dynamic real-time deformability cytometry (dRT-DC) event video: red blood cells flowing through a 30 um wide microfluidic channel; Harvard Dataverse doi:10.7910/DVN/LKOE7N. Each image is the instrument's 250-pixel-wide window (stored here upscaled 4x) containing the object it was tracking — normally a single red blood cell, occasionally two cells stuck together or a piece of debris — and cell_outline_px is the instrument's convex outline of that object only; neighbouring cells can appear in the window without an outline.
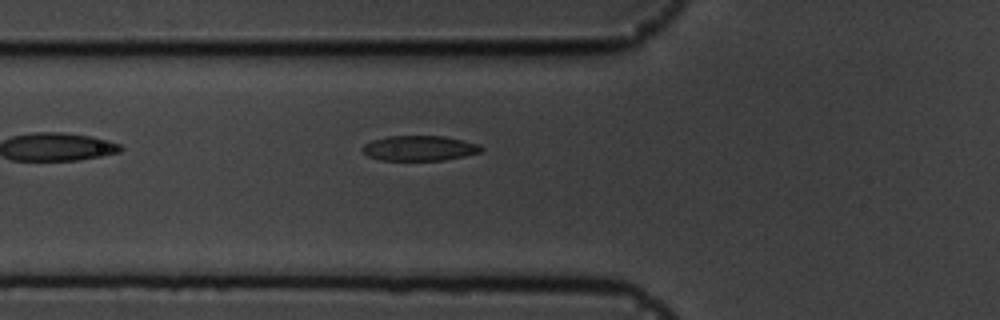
{"species": "common noctule bat (a hibernating species)", "species_latin": "Nyctalus noctula", "temperature_condition": "cold", "stored_images_in_passage": 36, "camera_frame_rate_fps": 3000, "um_per_image_px": 0.085, "animal": {"sex": "male", "body_mass_g": 19.5, "forearm_length_mm": 54.6}, "frame": {"image": 1, "passage_image": 3, "time_ms": 0.667, "image_size_px": [1000, 320], "cell_outline_px": [[484, 148], [480, 152], [464, 156], [444, 160], [380, 160], [368, 156], [360, 148], [364, 144], [372, 140], [388, 136], [444, 136], [480, 144]], "centroid_in_image_um": [35.65, 12.59], "position_along_channel_um": 90.2, "area_um2": 17.4}}
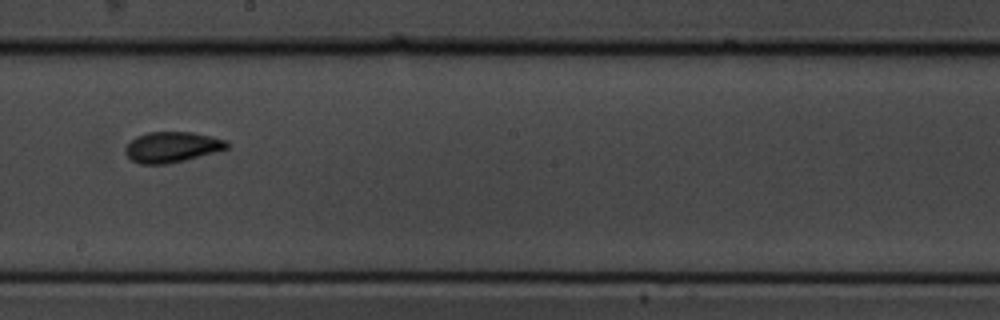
{"frame": {"image": 2, "passage_image": 15, "time_ms": 4.667, "image_size_px": [1000, 320], "cell_outline_px": [[228, 148], [216, 152], [184, 160], [164, 164], [140, 164], [132, 160], [124, 152], [124, 148], [136, 136], [148, 132], [192, 132], [212, 136], [228, 140]], "centroid_in_image_um": [14.63, 12.49], "position_along_channel_um": 233.6, "area_um2": 18.09}}
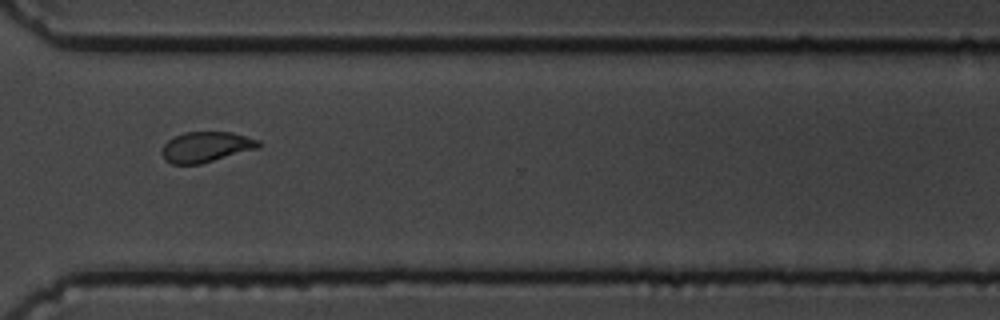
{"frame": {"image": 3, "passage_image": 25, "time_ms": 8.0, "image_size_px": [1000, 320], "cell_outline_px": [[260, 148], [200, 164], [172, 164], [164, 160], [160, 152], [164, 144], [168, 140], [184, 132], [232, 132], [260, 140]], "centroid_in_image_um": [17.51, 12.49], "position_along_channel_um": 353.1, "area_um2": 17.28}, "authors_computed_cell_mechanics": {"area_um2": 17.4267, "velocity_mm_per_s": 3.5839, "shape_relaxation_time_tau1_ms": 2.6136, "shape_relaxation_time_tau2_ms": 2.0835, "deformation_change_tau1": 0.1194, "deformation_change_tau2": 0.0764}}